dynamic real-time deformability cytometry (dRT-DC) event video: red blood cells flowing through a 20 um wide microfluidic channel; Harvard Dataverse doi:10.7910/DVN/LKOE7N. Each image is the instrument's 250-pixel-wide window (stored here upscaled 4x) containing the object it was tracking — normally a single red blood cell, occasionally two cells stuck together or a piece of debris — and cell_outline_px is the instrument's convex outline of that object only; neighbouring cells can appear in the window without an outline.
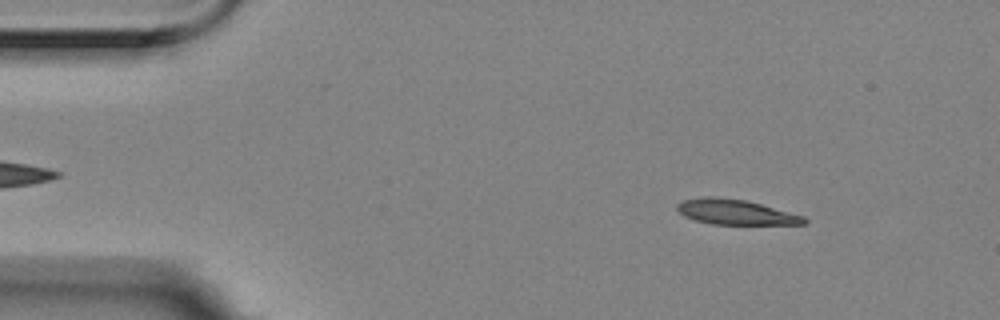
{"species": "Egyptian fruit bat (a non-hibernating species)", "species_latin": "Rousettus aegyptiacus", "temperature_condition": "room temperature", "stored_images_in_passage": 55, "camera_frame_rate_fps": 3000, "um_per_image_px": 0.085, "animal": {"sex": "female"}, "frame": {"image": 1, "passage_image": 6, "time_ms": 1.667, "image_size_px": [1000, 320], "cell_outline_px": [[808, 224], [712, 224], [696, 220], [684, 216], [676, 208], [676, 204], [684, 200], [708, 196], [712, 196], [744, 200], [760, 204], [804, 216], [808, 220]], "centroid_in_image_um": [62.53, 18.03], "position_along_channel_um": 22.5, "area_um2": 18.32}}
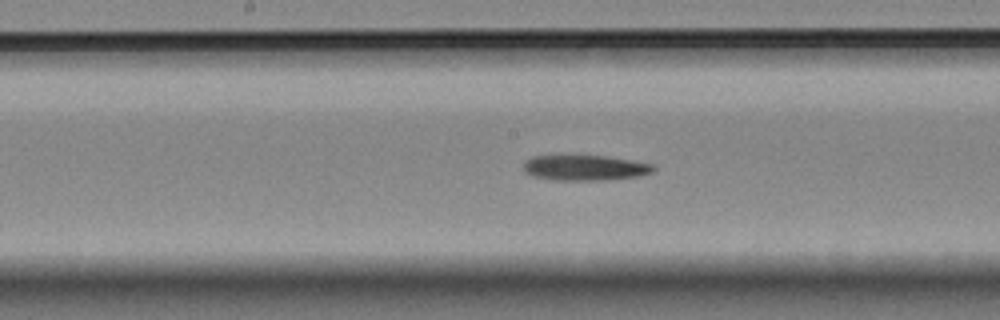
{"frame": {"image": 2, "passage_image": 27, "time_ms": 8.667, "image_size_px": [1000, 320], "cell_outline_px": [[656, 168], [652, 172], [640, 176], [604, 180], [552, 180], [532, 176], [524, 172], [524, 160], [532, 156], [608, 156], [632, 160], [652, 164]], "centroid_in_image_um": [49.71, 14.26], "position_along_channel_um": 198.5, "area_um2": 19.31}}
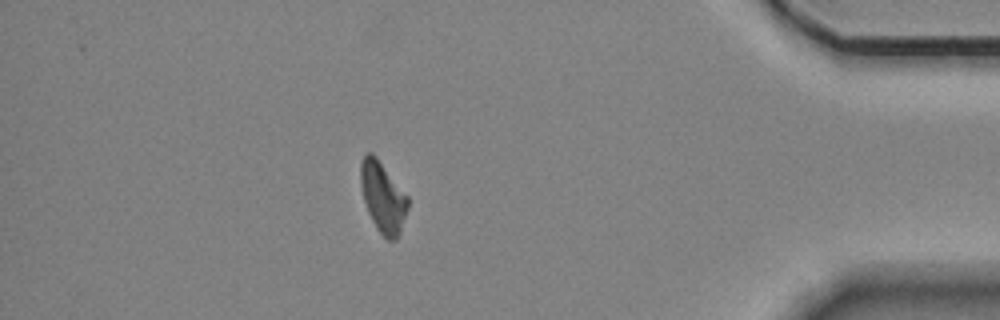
{"frame": {"image": 3, "passage_image": 48, "time_ms": 15.667, "image_size_px": [1000, 320], "cell_outline_px": [[408, 208], [400, 232], [396, 240], [388, 240], [376, 228], [368, 212], [364, 200], [360, 184], [360, 160], [368, 152], [372, 152], [376, 156], [408, 196]], "centroid_in_image_um": [32.53, 16.74], "position_along_channel_um": 402.7, "area_um2": 19.36}}